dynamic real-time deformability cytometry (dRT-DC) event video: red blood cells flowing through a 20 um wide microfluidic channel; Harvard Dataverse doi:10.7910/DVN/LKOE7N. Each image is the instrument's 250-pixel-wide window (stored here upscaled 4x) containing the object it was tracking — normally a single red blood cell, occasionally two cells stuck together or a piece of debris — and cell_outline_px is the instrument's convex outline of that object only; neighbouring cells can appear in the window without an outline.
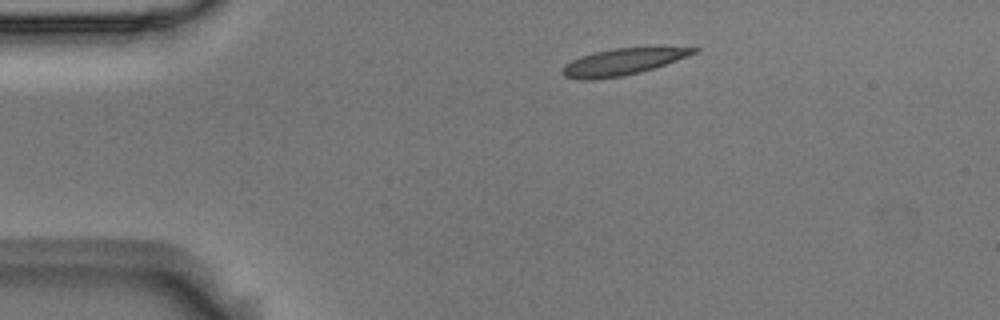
{"species": "Egyptian fruit bat (a non-hibernating species)", "species_latin": "Rousettus aegyptiacus", "temperature_condition": "room temperature", "stored_images_in_passage": 45, "camera_frame_rate_fps": 3000, "um_per_image_px": 0.085, "animal": {"sex": "male"}, "frame": {"image": 1, "passage_image": 1, "time_ms": 0.0, "image_size_px": [1000, 320], "cell_outline_px": [[700, 48], [696, 52], [688, 56], [640, 72], [624, 76], [592, 80], [580, 80], [564, 76], [560, 72], [564, 64], [580, 56], [612, 48], [648, 44], [656, 44]], "centroid_in_image_um": [52.99, 5.19], "position_along_channel_um": 32.0, "area_um2": 21.39}}
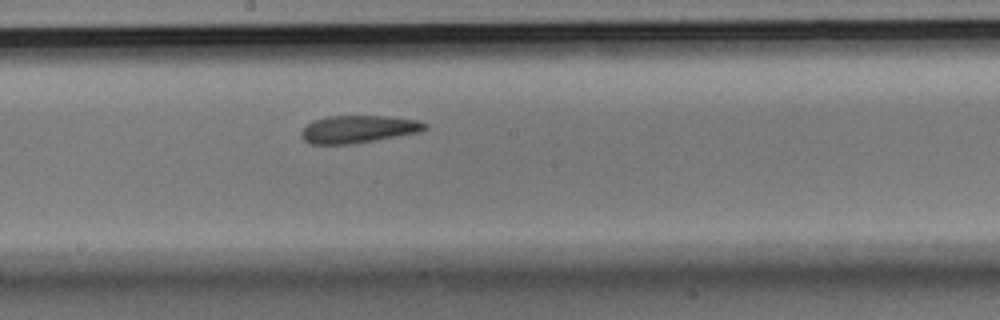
{"frame": {"image": 2, "passage_image": 20, "time_ms": 6.333, "image_size_px": [1000, 320], "cell_outline_px": [[428, 128], [420, 132], [348, 144], [308, 144], [304, 140], [300, 132], [312, 120], [324, 116], [388, 116], [420, 120], [428, 124]], "centroid_in_image_um": [30.46, 10.96], "position_along_channel_um": 217.7, "area_um2": 19.83}}
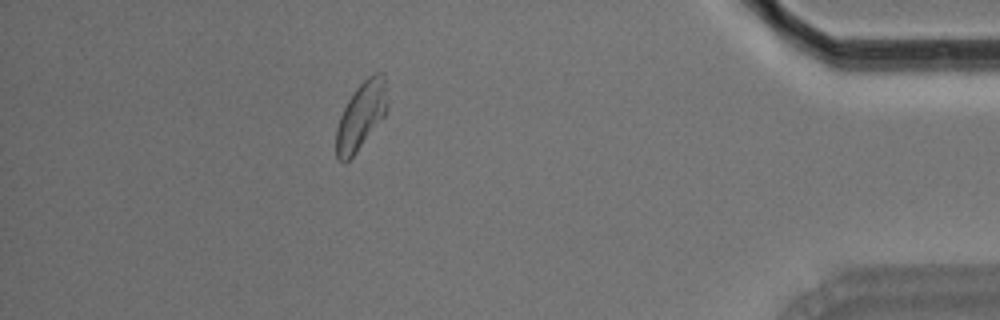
{"frame": {"image": 3, "passage_image": 39, "time_ms": 12.667, "image_size_px": [1000, 320], "cell_outline_px": [[388, 108], [384, 116], [356, 152], [344, 164], [340, 164], [336, 160], [336, 128], [340, 116], [348, 100], [356, 88], [368, 76], [376, 72], [384, 72], [388, 104]], "centroid_in_image_um": [30.68, 9.85], "position_along_channel_um": 404.5, "area_um2": 20.17}, "authors_computed_cell_mechanics": {"area_um2": 20.23, "velocity_mm_per_s": 3.6705, "shape_relaxation_time_tau1_ms": 7.616, "shape_relaxation_time_tau2_ms": 1.4853, "deformation_change_tau1": 0.164, "deformation_change_tau2": 0.0804}}